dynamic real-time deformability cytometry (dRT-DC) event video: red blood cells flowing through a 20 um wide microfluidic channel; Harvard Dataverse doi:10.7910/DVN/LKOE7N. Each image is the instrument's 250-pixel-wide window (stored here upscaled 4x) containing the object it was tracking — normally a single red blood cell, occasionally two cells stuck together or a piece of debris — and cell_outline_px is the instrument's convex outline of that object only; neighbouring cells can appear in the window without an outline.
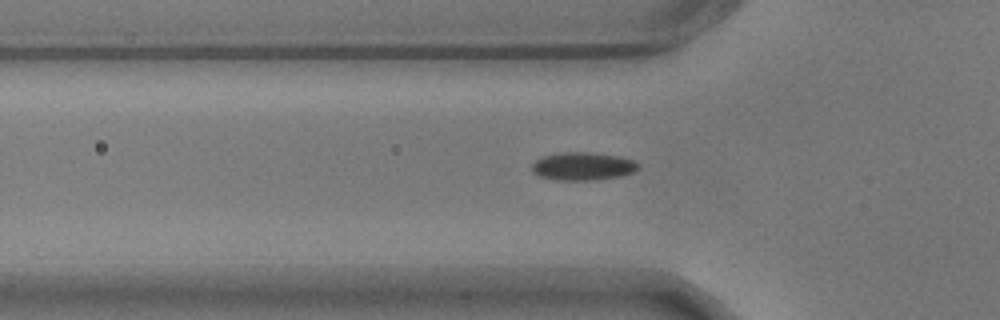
{"species": "common noctule bat (a hibernating species)", "species_latin": "Nyctalus noctula", "temperature_condition": "warm", "stored_images_in_passage": 40, "camera_frame_rate_fps": 3000, "um_per_image_px": 0.085, "animal": {"sex": "male", "body_mass_g": 17.9}, "frame": {"image": 1, "passage_image": 11, "time_ms": 3.333, "image_size_px": [1000, 320], "cell_outline_px": [[640, 164], [632, 172], [620, 176], [596, 180], [556, 180], [540, 176], [532, 172], [532, 164], [536, 160], [544, 156], [564, 152], [588, 152], [620, 156], [632, 160]], "centroid_in_image_um": [49.52, 14.13], "position_along_channel_um": 76.3, "area_um2": 17.22}}
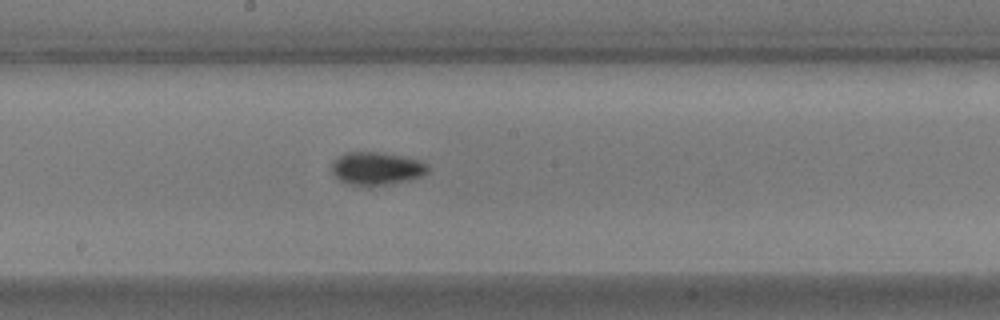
{"frame": {"image": 2, "passage_image": 23, "time_ms": 7.333, "image_size_px": [1000, 320], "cell_outline_px": [[432, 168], [428, 172], [420, 176], [408, 180], [384, 184], [348, 184], [340, 180], [332, 172], [332, 160], [344, 152], [384, 152], [420, 160], [428, 164]], "centroid_in_image_um": [32.02, 14.28], "position_along_channel_um": 216.2, "area_um2": 18.32}}
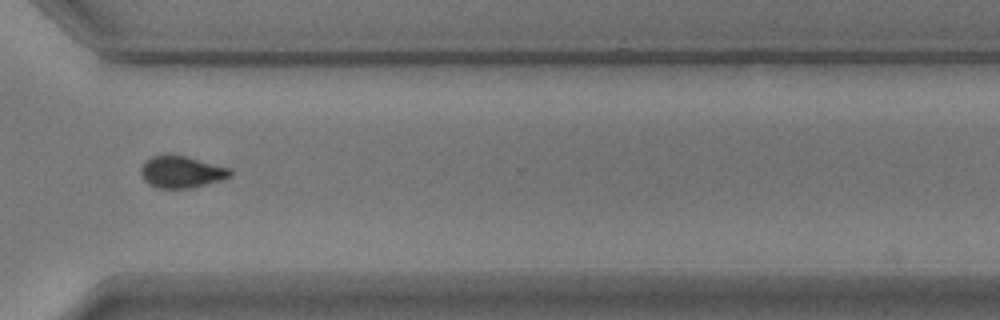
{"frame": {"image": 3, "passage_image": 35, "time_ms": 11.333, "image_size_px": [1000, 320], "cell_outline_px": [[232, 176], [224, 180], [192, 188], [156, 188], [148, 184], [144, 180], [140, 172], [140, 168], [144, 160], [152, 156], [164, 152], [168, 152], [184, 156], [228, 168], [232, 172]], "centroid_in_image_um": [15.37, 14.6], "position_along_channel_um": 355.2, "area_um2": 16.99}}